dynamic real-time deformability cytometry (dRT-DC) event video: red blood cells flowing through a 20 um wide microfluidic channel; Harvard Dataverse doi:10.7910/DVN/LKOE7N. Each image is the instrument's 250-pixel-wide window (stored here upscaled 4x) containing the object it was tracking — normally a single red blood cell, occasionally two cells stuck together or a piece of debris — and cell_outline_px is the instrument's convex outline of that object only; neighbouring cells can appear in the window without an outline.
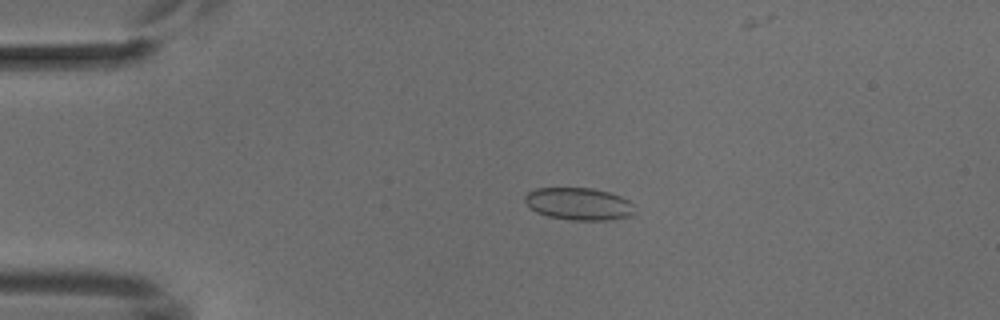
{"species": "common noctule bat (a hibernating species)", "species_latin": "Nyctalus noctula", "temperature_condition": "cold", "stored_images_in_passage": 6, "camera_frame_rate_fps": 3000, "um_per_image_px": 0.085, "animal": {"sex": "male", "body_mass_g": 18.8}, "frame": {"image": 1, "passage_image": 4, "time_ms": 3.667, "image_size_px": [1000, 320], "cell_outline_px": [[636, 212], [632, 216], [608, 220], [568, 220], [548, 216], [536, 212], [524, 200], [524, 196], [528, 192], [536, 188], [592, 188], [608, 192], [620, 196], [628, 200], [632, 204]], "centroid_in_image_um": [49.21, 17.33], "position_along_channel_um": 35.8, "area_um2": 20.75}}